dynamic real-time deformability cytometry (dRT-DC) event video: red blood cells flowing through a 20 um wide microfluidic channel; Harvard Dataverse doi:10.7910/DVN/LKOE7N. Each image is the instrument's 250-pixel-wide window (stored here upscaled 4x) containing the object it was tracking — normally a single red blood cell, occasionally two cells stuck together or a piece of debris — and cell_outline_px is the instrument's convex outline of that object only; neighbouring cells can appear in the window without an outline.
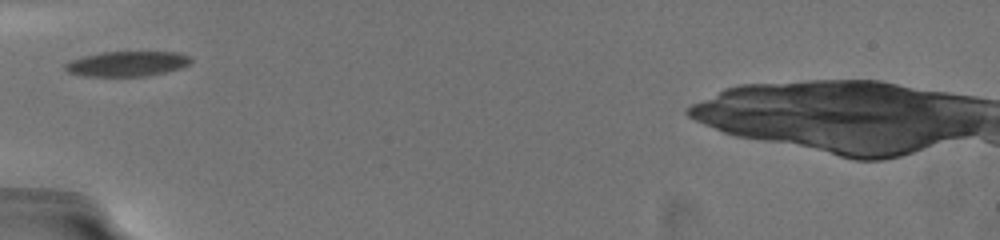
{"species": "common noctule bat (a hibernating species)", "species_latin": "Nyctalus noctula", "temperature_condition": "warm", "stored_images_in_passage": 4, "camera_frame_rate_fps": 3000, "um_per_image_px": 0.085, "animal": {"sex": "female", "body_mass_g": 19.5, "forearm_length_mm": 54.1}, "frame": {"image": 1, "passage_image": 1, "time_ms": 0.0, "image_size_px": [1000, 240], "cell_outline_px": [[192, 60], [188, 64], [180, 68], [164, 72], [144, 76], [84, 76], [68, 72], [64, 68], [64, 64], [72, 60], [84, 56], [104, 52], [176, 52], [192, 56]], "centroid_in_image_um": [10.81, 5.42], "position_along_channel_um": 74.2, "area_um2": 18.21}}